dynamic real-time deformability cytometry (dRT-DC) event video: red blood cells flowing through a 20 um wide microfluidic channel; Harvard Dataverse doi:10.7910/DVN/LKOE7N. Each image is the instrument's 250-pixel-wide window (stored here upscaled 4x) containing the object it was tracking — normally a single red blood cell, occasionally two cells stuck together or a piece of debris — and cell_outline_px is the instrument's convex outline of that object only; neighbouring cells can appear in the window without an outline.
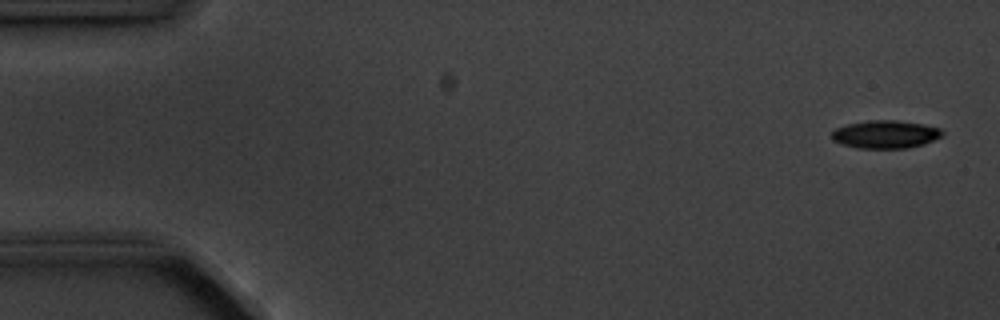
{"species": "common noctule bat (a hibernating species)", "species_latin": "Nyctalus noctula", "temperature_condition": "cold", "stored_images_in_passage": 5, "camera_frame_rate_fps": 3000, "um_per_image_px": 0.085, "animal": {"sex": "male", "body_mass_g": 20.1, "forearm_length_mm": 53.5}, "frame": {"image": 1, "passage_image": 1, "time_ms": 0.0, "image_size_px": [1000, 320], "cell_outline_px": [[944, 136], [924, 144], [908, 148], [856, 148], [840, 144], [832, 140], [832, 132], [836, 128], [848, 124], [872, 120], [896, 120], [924, 124], [940, 128], [944, 132]], "centroid_in_image_um": [75.29, 11.42], "position_along_channel_um": 9.7, "area_um2": 18.15}}
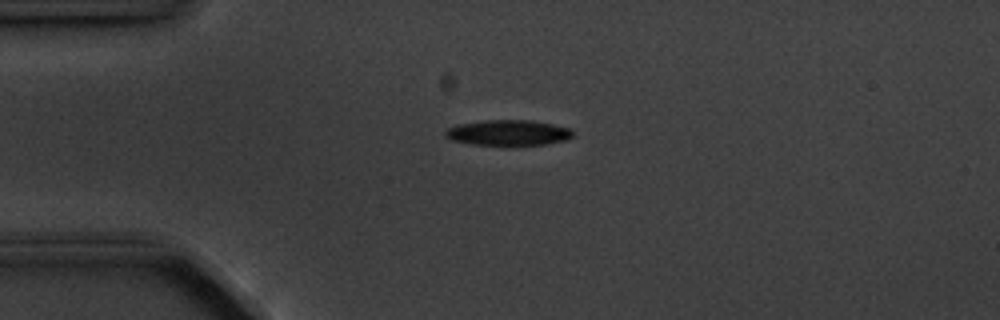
{"frame": {"image": 2, "passage_image": 4, "time_ms": 3.667, "image_size_px": [1000, 320], "cell_outline_px": [[572, 136], [568, 140], [544, 144], [472, 144], [452, 140], [444, 136], [444, 132], [448, 128], [456, 124], [484, 120], [532, 120], [572, 128]], "centroid_in_image_um": [43.19, 11.26], "position_along_channel_um": 41.8, "area_um2": 18.84}}